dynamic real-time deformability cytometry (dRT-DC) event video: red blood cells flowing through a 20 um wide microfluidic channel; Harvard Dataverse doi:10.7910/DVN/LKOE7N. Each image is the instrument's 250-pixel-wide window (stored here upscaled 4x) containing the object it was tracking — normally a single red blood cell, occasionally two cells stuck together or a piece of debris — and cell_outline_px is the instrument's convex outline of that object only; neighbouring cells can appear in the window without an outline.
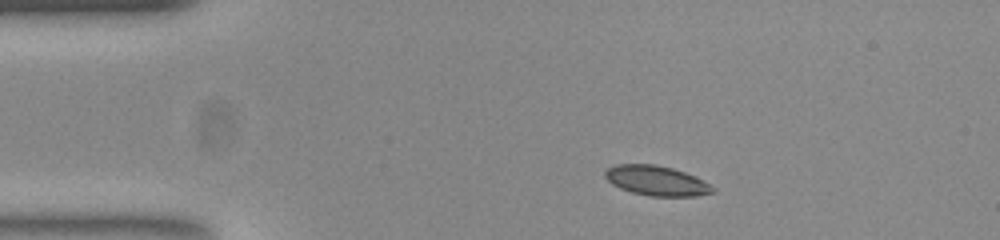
{"species": "common noctule bat (a hibernating species)", "species_latin": "Nyctalus noctula", "temperature_condition": "room temperature", "stored_images_in_passage": 45, "camera_frame_rate_fps": 3000, "um_per_image_px": 0.085, "animal": {"sex": "female", "body_mass_g": 23.0, "forearm_length_mm": 53.4}, "frame": {"image": 1, "passage_image": 1, "time_ms": 0.0, "image_size_px": [1000, 240], "cell_outline_px": [[712, 192], [696, 196], [652, 196], [632, 192], [620, 188], [612, 184], [604, 176], [604, 172], [608, 168], [616, 164], [656, 164], [672, 168], [684, 172], [708, 184], [712, 188]], "centroid_in_image_um": [55.72, 15.35], "position_along_channel_um": 29.3, "area_um2": 18.32}}
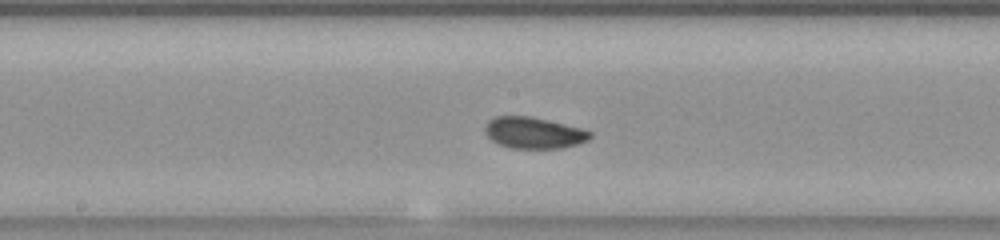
{"frame": {"image": 2, "passage_image": 19, "time_ms": 6.0, "image_size_px": [1000, 240], "cell_outline_px": [[592, 136], [588, 140], [576, 144], [560, 148], [512, 148], [500, 144], [492, 140], [488, 136], [484, 128], [488, 120], [496, 116], [532, 116], [580, 128], [592, 132]], "centroid_in_image_um": [45.36, 11.28], "position_along_channel_um": 202.8, "area_um2": 19.02}}
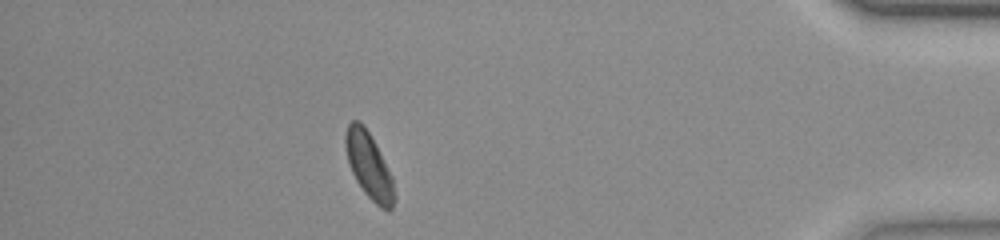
{"frame": {"image": 3, "passage_image": 39, "time_ms": 12.667, "image_size_px": [1000, 240], "cell_outline_px": [[396, 200], [392, 208], [388, 212], [380, 208], [364, 192], [356, 180], [352, 172], [348, 160], [344, 144], [344, 136], [348, 124], [352, 120], [360, 120], [364, 124], [392, 176], [396, 196]], "centroid_in_image_um": [31.37, 14.1], "position_along_channel_um": 403.8, "area_um2": 18.79}, "authors_computed_cell_mechanics": {"area_um2": 18.785, "velocity_mm_per_s": 3.7642, "shape_relaxation_time_tau1_ms": 2.3466, "shape_relaxation_time_tau2_ms": 1.8809, "deformation_change_tau1": 0.0729, "deformation_change_tau2": 0.0507}}